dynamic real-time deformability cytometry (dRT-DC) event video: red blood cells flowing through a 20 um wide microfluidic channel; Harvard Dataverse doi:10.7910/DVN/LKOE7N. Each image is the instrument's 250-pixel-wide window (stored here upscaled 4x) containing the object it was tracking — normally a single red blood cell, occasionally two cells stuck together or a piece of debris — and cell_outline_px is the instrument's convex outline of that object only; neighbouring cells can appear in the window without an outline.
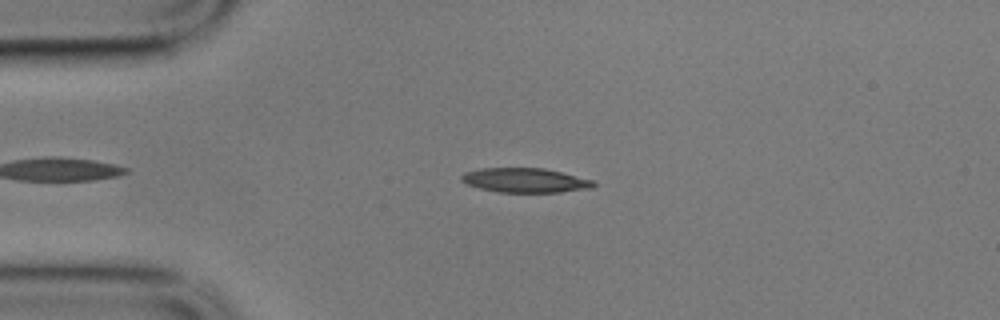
{"species": "common noctule bat (a hibernating species)", "species_latin": "Nyctalus noctula", "temperature_condition": "cold", "stored_images_in_passage": 5, "camera_frame_rate_fps": 3000, "um_per_image_px": 0.085, "animal": {"sex": "male", "body_mass_g": 17.9}, "frame": {"image": 1, "passage_image": 4, "time_ms": 1.0, "image_size_px": [1000, 320], "cell_outline_px": [[596, 184], [592, 188], [560, 192], [500, 192], [480, 188], [468, 184], [460, 180], [460, 176], [464, 172], [480, 168], [544, 168], [596, 180]], "centroid_in_image_um": [44.67, 15.32], "position_along_channel_um": 40.3, "area_um2": 18.9}}